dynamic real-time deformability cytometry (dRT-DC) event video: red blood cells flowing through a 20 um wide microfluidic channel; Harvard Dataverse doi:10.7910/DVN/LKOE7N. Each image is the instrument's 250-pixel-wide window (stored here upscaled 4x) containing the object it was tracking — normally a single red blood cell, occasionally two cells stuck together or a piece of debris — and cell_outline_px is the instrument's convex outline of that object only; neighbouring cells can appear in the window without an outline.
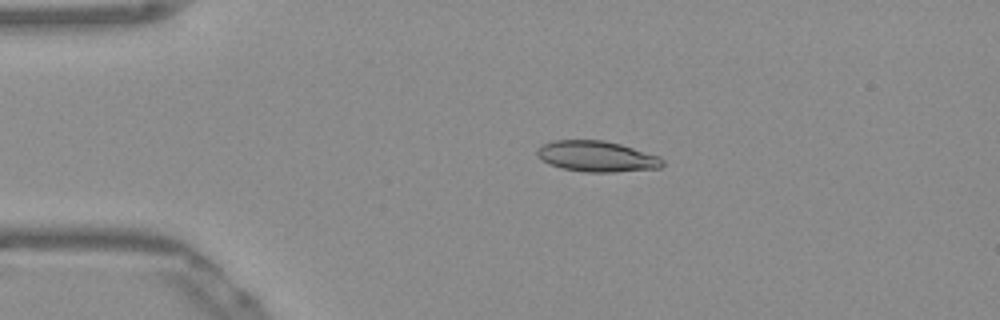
{"species": "Egyptian fruit bat (a non-hibernating species)", "species_latin": "Rousettus aegyptiacus", "temperature_condition": "warm", "stored_images_in_passage": 42, "camera_frame_rate_fps": 3000, "um_per_image_px": 0.085, "frame": {"image": 1, "passage_image": 1, "time_ms": 0.0, "image_size_px": [1000, 320], "cell_outline_px": [[664, 164], [660, 168], [616, 172], [584, 172], [560, 168], [548, 164], [536, 156], [536, 152], [544, 144], [556, 140], [604, 140], [620, 144], [660, 156], [664, 160]], "centroid_in_image_um": [50.74, 13.3], "position_along_channel_um": 34.3, "area_um2": 22.6}}
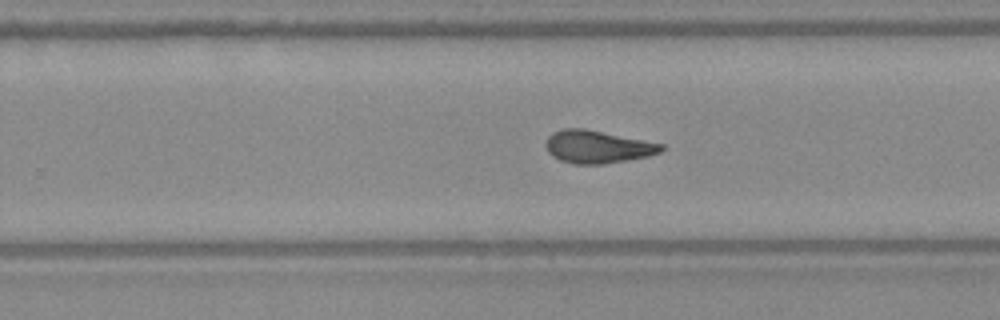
{"frame": {"image": 2, "passage_image": 23, "time_ms": 7.333, "image_size_px": [1000, 320], "cell_outline_px": [[664, 148], [660, 152], [648, 156], [628, 160], [604, 164], [572, 164], [560, 160], [552, 156], [548, 152], [544, 144], [548, 136], [552, 132], [564, 128], [584, 128], [664, 144]], "centroid_in_image_um": [50.75, 12.48], "position_along_channel_um": 279.0, "area_um2": 22.14}}
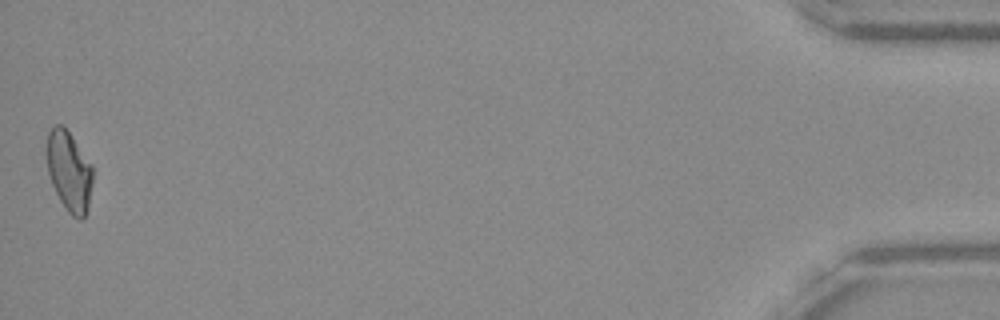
{"frame": {"image": 3, "passage_image": 42, "time_ms": 13.667, "image_size_px": [1000, 320], "cell_outline_px": [[92, 184], [88, 204], [84, 216], [80, 220], [72, 216], [68, 212], [60, 200], [52, 184], [48, 172], [44, 152], [48, 132], [56, 124], [60, 124], [68, 132], [92, 164]], "centroid_in_image_um": [5.84, 14.53], "position_along_channel_um": 429.4, "area_um2": 21.44}, "authors_computed_cell_mechanics": {"area_um2": 21.964, "velocity_mm_per_s": 3.8819, "shape_relaxation_time_tau1_ms": null, "shape_relaxation_time_tau2_ms": 3.4293, "deformation_change_tau1": null, "deformation_change_tau2": 0.0925}}